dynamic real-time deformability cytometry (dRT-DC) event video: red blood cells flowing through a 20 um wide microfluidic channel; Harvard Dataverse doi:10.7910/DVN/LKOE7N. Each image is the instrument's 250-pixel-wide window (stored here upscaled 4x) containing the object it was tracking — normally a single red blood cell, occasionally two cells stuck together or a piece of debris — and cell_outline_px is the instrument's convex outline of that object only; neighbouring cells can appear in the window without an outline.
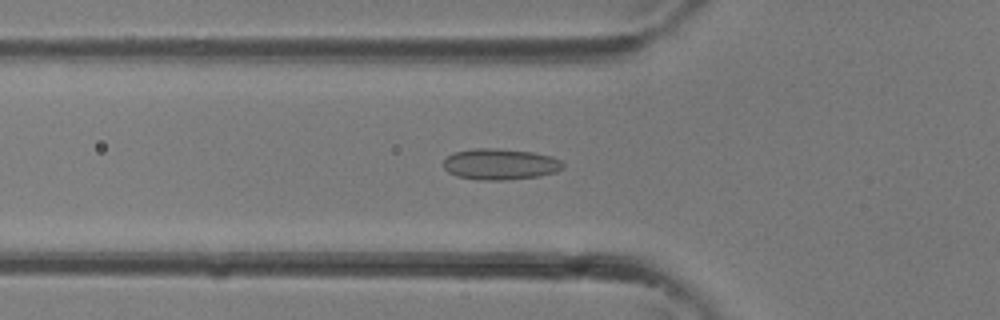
{"species": "common noctule bat (a hibernating species)", "species_latin": "Nyctalus noctula", "temperature_condition": "room temperature", "stored_images_in_passage": 36, "camera_frame_rate_fps": 3000, "um_per_image_px": 0.085, "animal": {"sex": "female"}, "frame": {"image": 1, "passage_image": 12, "time_ms": 3.667, "image_size_px": [1000, 320], "cell_outline_px": [[564, 168], [556, 172], [540, 176], [504, 180], [476, 180], [456, 176], [448, 172], [444, 168], [444, 160], [448, 156], [456, 152], [472, 148], [496, 148], [532, 152], [552, 156], [560, 160], [564, 164]], "centroid_in_image_um": [42.53, 13.96], "position_along_channel_um": 83.3, "area_um2": 21.79}}
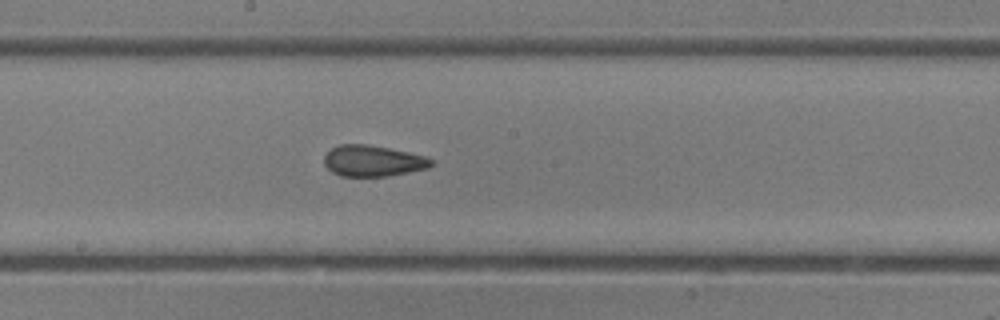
{"frame": {"image": 2, "passage_image": 19, "time_ms": 6.0, "image_size_px": [1000, 320], "cell_outline_px": [[436, 164], [428, 168], [388, 176], [340, 176], [332, 172], [324, 164], [324, 156], [332, 148], [340, 144], [368, 144], [408, 152], [424, 156], [432, 160]], "centroid_in_image_um": [31.7, 13.68], "position_along_channel_um": 216.5, "area_um2": 19.36}}
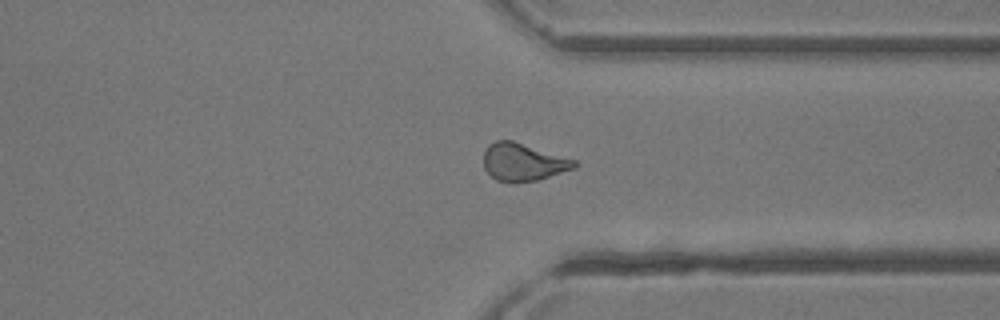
{"frame": {"image": 3, "passage_image": 27, "time_ms": 8.667, "image_size_px": [1000, 320], "cell_outline_px": [[580, 164], [576, 168], [536, 180], [496, 180], [484, 168], [484, 152], [488, 144], [496, 140], [512, 140], [576, 160]], "centroid_in_image_um": [44.49, 13.74], "position_along_channel_um": 366.9, "area_um2": 19.48}}